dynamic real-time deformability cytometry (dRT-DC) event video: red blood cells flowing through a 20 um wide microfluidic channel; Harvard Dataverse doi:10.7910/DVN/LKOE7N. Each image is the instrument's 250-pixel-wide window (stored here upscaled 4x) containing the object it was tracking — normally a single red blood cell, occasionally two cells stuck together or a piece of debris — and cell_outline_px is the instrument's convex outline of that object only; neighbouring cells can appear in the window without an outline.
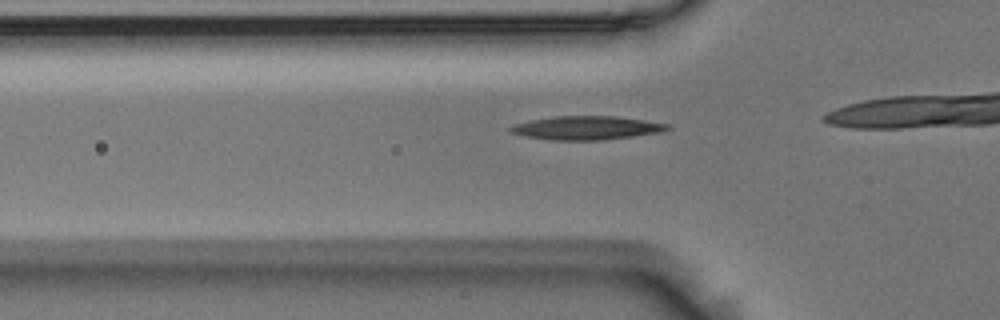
{"species": "Egyptian fruit bat (a non-hibernating species)", "species_latin": "Rousettus aegyptiacus", "temperature_condition": "room temperature", "stored_images_in_passage": 27, "camera_frame_rate_fps": 3000, "um_per_image_px": 0.085, "animal": {"sex": "male"}, "frame": {"image": 1, "passage_image": 2, "time_ms": 0.333, "image_size_px": [1000, 320], "cell_outline_px": [[672, 128], [656, 132], [632, 136], [604, 140], [552, 140], [528, 136], [512, 132], [508, 128], [512, 124], [532, 120], [556, 116], [616, 116], [644, 120], [668, 124]], "centroid_in_image_um": [49.84, 10.86], "position_along_channel_um": 76.0, "area_um2": 21.27}}
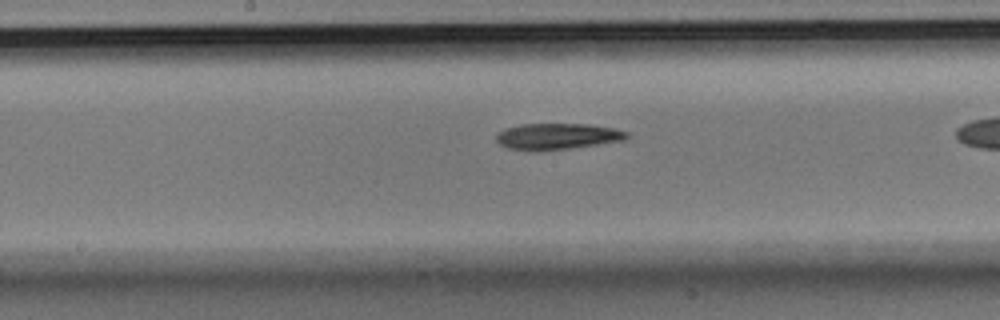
{"frame": {"image": 2, "passage_image": 12, "time_ms": 3.667, "image_size_px": [1000, 320], "cell_outline_px": [[628, 136], [624, 140], [540, 152], [532, 152], [508, 148], [500, 144], [496, 140], [496, 136], [504, 128], [520, 124], [588, 124], [612, 128], [628, 132]], "centroid_in_image_um": [47.3, 11.6], "position_along_channel_um": 200.9, "area_um2": 19.94}}
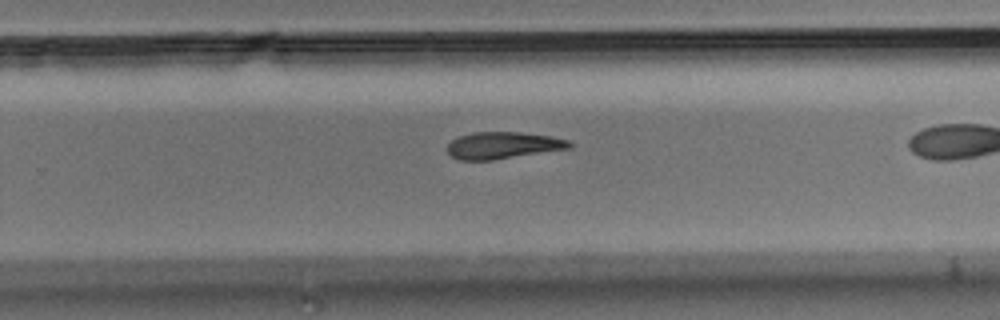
{"frame": {"image": 3, "passage_image": 19, "time_ms": 6.0, "image_size_px": [1000, 320], "cell_outline_px": [[572, 148], [492, 160], [460, 160], [452, 156], [448, 152], [448, 144], [456, 136], [472, 132], [520, 132], [552, 136], [568, 140], [572, 144]], "centroid_in_image_um": [42.75, 12.35], "position_along_channel_um": 287.0, "area_um2": 19.19}}